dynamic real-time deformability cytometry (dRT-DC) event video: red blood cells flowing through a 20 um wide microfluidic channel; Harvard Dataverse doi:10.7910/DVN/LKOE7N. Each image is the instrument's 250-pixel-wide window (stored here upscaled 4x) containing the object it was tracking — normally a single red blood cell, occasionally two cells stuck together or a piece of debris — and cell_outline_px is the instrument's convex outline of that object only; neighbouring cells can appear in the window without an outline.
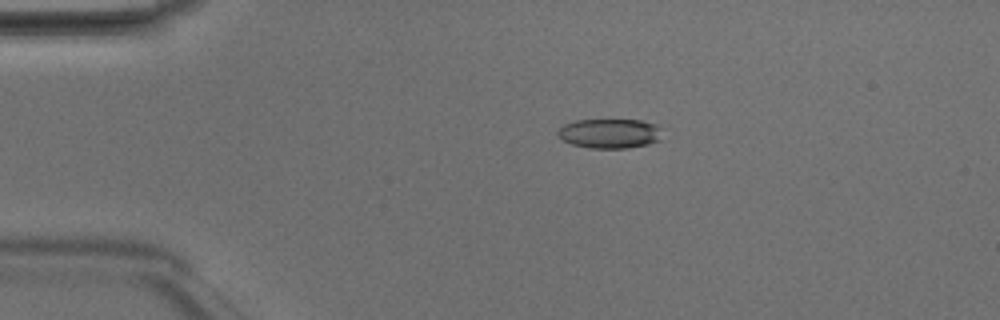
{"species": "Egyptian fruit bat (a non-hibernating species)", "species_latin": "Rousettus aegyptiacus", "temperature_condition": "room temperature", "stored_images_in_passage": 48, "camera_frame_rate_fps": 3000, "um_per_image_px": 0.085, "animal": {"sex": "male"}, "frame": {"image": 1, "passage_image": 10, "time_ms": 3.0, "image_size_px": [1000, 320], "cell_outline_px": [[660, 140], [648, 144], [628, 148], [588, 148], [572, 144], [556, 136], [556, 132], [564, 124], [576, 120], [640, 120], [656, 124]], "centroid_in_image_um": [51.76, 11.35], "position_along_channel_um": 33.2, "area_um2": 17.86}}
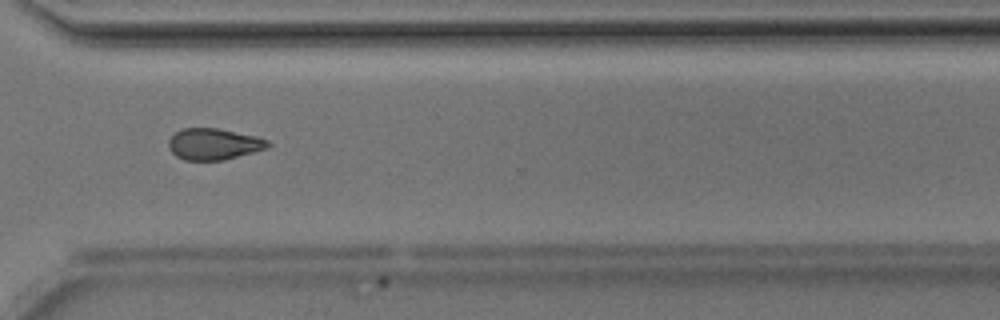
{"frame": {"image": 2, "passage_image": 36, "time_ms": 11.667, "image_size_px": [1000, 320], "cell_outline_px": [[272, 144], [268, 148], [224, 160], [184, 160], [176, 156], [168, 148], [168, 140], [180, 128], [216, 128], [256, 136], [268, 140]], "centroid_in_image_um": [18.16, 12.25], "position_along_channel_um": 352.4, "area_um2": 18.21}}
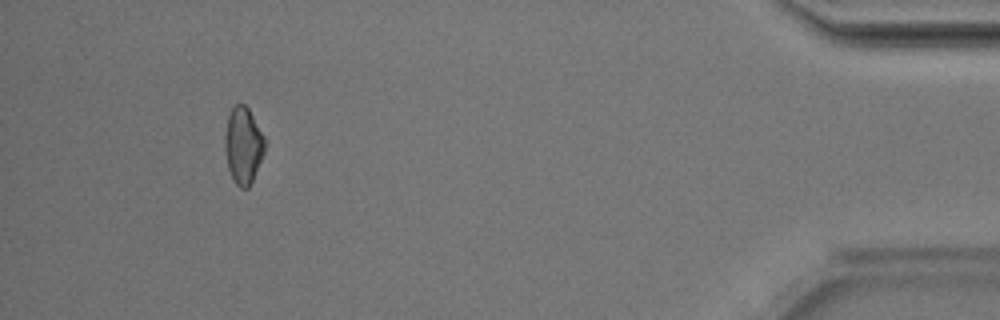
{"frame": {"image": 3, "passage_image": 45, "time_ms": 14.667, "image_size_px": [1000, 320], "cell_outline_px": [[264, 152], [252, 180], [248, 188], [240, 188], [236, 184], [228, 168], [224, 148], [224, 136], [228, 116], [232, 108], [236, 104], [244, 104], [248, 108], [264, 136]], "centroid_in_image_um": [20.65, 12.35], "position_along_channel_um": 414.6, "area_um2": 17.57}, "authors_computed_cell_mechanics": {"area_um2": 18.3804, "velocity_mm_per_s": 4.2094, "shape_relaxation_time_tau1_ms": 7.7518, "shape_relaxation_time_tau2_ms": 5.3488, "deformation_change_tau1": 0.163, "deformation_change_tau2": 0.1266}}